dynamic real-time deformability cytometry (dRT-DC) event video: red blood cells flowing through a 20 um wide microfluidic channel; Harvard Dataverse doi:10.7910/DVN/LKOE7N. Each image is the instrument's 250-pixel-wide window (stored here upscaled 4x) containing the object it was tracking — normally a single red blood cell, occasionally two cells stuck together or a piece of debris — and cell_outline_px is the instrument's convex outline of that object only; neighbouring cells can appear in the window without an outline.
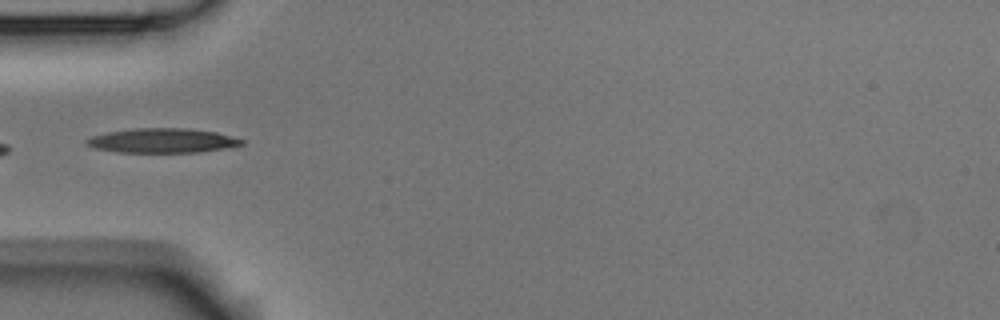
{"species": "Egyptian fruit bat (a non-hibernating species)", "species_latin": "Rousettus aegyptiacus", "temperature_condition": "room temperature", "stored_images_in_passage": 7, "camera_frame_rate_fps": 3000, "um_per_image_px": 0.085, "animal": {"sex": "male"}, "frame": {"image": 1, "passage_image": 4, "time_ms": 1.0, "image_size_px": [1000, 320], "cell_outline_px": [[244, 144], [224, 148], [200, 152], [116, 152], [92, 148], [84, 144], [84, 140], [92, 136], [108, 132], [136, 128], [188, 128], [216, 132], [244, 140]], "centroid_in_image_um": [13.74, 11.95], "position_along_channel_um": 71.3, "area_um2": 22.14}}
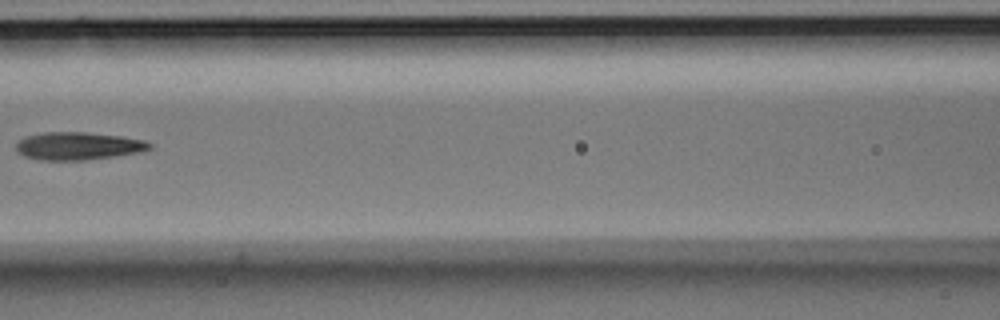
{"frame": {"image": 2, "passage_image": 6, "time_ms": 1.667, "image_size_px": [1000, 320], "cell_outline_px": [[152, 148], [140, 152], [84, 160], [40, 160], [24, 156], [16, 152], [16, 144], [20, 140], [28, 136], [44, 132], [84, 132], [120, 136], [144, 140], [152, 144]], "centroid_in_image_um": [6.63, 12.41], "position_along_channel_um": 160.0, "area_um2": 21.44}}
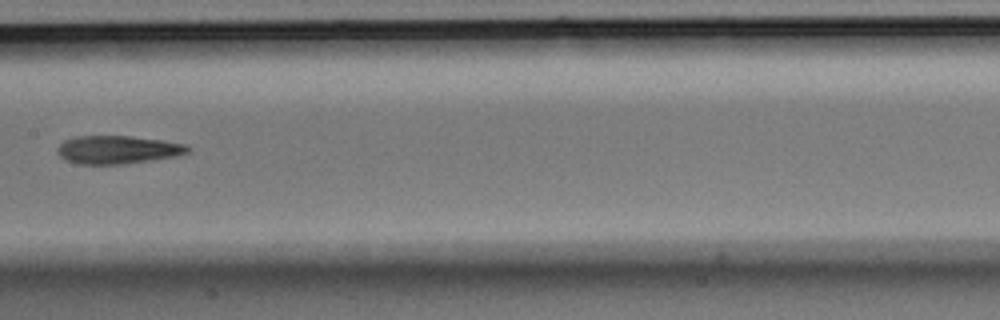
{"frame": {"image": 3, "passage_image": 7, "time_ms": 2.0, "image_size_px": [1000, 320], "cell_outline_px": [[188, 152], [176, 156], [152, 160], [124, 164], [80, 164], [64, 160], [56, 152], [56, 148], [64, 140], [76, 136], [132, 136], [164, 140], [184, 144], [188, 148]], "centroid_in_image_um": [9.95, 12.72], "position_along_channel_um": 197.4, "area_um2": 21.44}}